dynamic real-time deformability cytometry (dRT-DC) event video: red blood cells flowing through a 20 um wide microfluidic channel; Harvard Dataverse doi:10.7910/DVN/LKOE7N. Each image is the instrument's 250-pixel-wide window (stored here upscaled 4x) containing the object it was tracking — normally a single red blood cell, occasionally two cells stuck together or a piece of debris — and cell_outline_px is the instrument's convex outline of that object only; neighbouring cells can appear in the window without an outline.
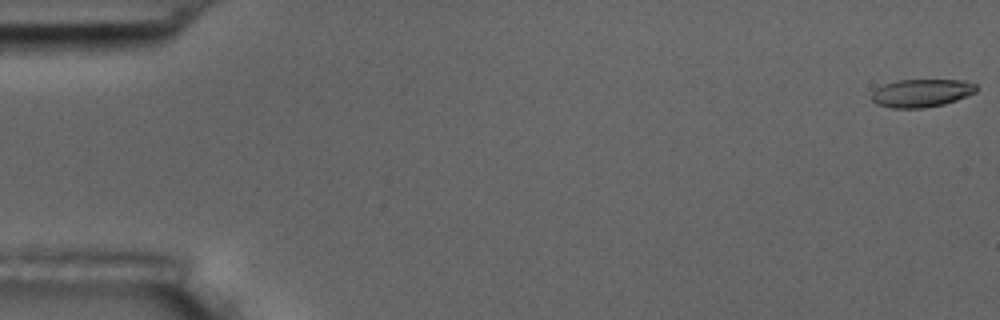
{"species": "common noctule bat (a hibernating species)", "species_latin": "Nyctalus noctula", "temperature_condition": "room temperature", "stored_images_in_passage": 57, "camera_frame_rate_fps": 3000, "um_per_image_px": 0.085, "animal": {"sex": "male", "body_mass_g": 17.5, "forearm_length_mm": 52.3}, "frame": {"image": 1, "passage_image": 1, "time_ms": 0.0, "image_size_px": [1000, 320], "cell_outline_px": [[976, 92], [956, 100], [944, 104], [924, 108], [892, 108], [876, 104], [872, 100], [872, 92], [876, 88], [884, 84], [896, 80], [964, 80], [976, 84]], "centroid_in_image_um": [78.31, 7.91], "position_along_channel_um": 6.7, "area_um2": 17.11}}
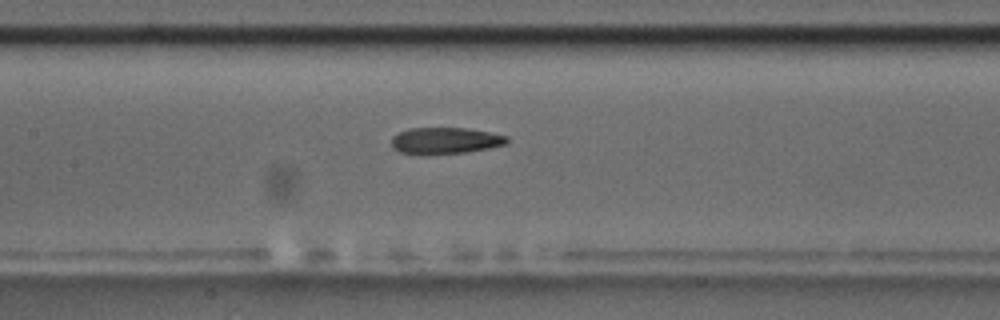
{"frame": {"image": 2, "passage_image": 27, "time_ms": 8.667, "image_size_px": [1000, 320], "cell_outline_px": [[508, 140], [504, 144], [488, 148], [464, 152], [420, 156], [400, 152], [392, 148], [392, 136], [408, 128], [468, 128], [492, 132], [508, 136]], "centroid_in_image_um": [37.8, 11.96], "position_along_channel_um": 169.6, "area_um2": 18.09}}
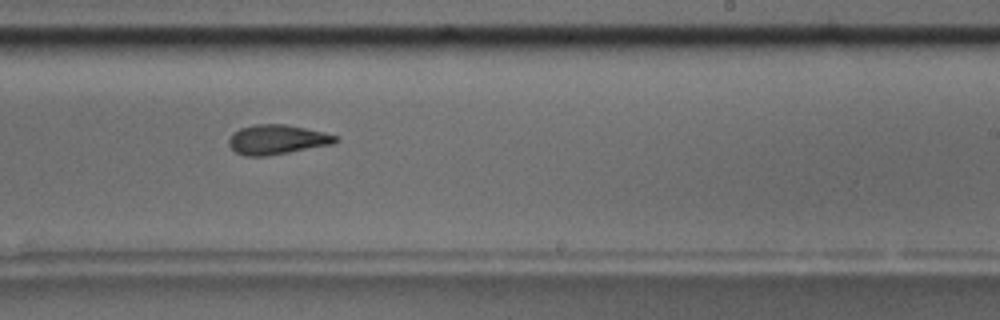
{"frame": {"image": 3, "passage_image": 35, "time_ms": 11.333, "image_size_px": [1000, 320], "cell_outline_px": [[340, 140], [336, 144], [268, 156], [244, 156], [236, 152], [228, 144], [228, 140], [232, 132], [240, 128], [256, 124], [284, 124], [304, 128], [336, 136]], "centroid_in_image_um": [23.54, 11.88], "position_along_channel_um": 265.5, "area_um2": 18.5}, "authors_computed_cell_mechanics": {"area_um2": 18.496, "velocity_mm_per_s": 3.6108, "shape_relaxation_time_tau1_ms": 9.5351, "shape_relaxation_time_tau2_ms": 6.7527, "deformation_change_tau1": 0.2834, "deformation_change_tau2": 0.1489}}